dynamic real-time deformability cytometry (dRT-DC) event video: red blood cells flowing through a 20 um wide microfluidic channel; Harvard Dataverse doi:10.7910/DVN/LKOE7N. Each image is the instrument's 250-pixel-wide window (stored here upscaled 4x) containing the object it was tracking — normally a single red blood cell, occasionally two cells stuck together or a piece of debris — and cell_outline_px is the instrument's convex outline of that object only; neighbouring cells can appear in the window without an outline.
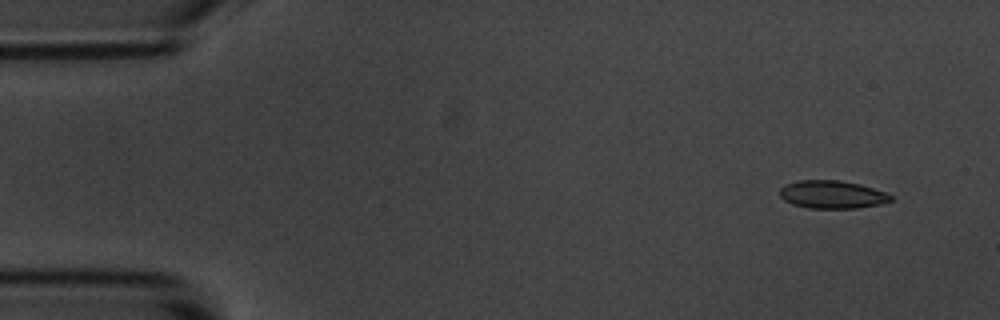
{"species": "common noctule bat (a hibernating species)", "species_latin": "Nyctalus noctula", "temperature_condition": "room temperature", "stored_images_in_passage": 6, "camera_frame_rate_fps": 3000, "um_per_image_px": 0.085, "animal": {"sex": "male", "body_mass_g": 20.1, "forearm_length_mm": 53.5}, "frame": {"image": 1, "passage_image": 2, "time_ms": 1.0, "image_size_px": [1000, 320], "cell_outline_px": [[892, 200], [880, 204], [856, 208], [808, 208], [792, 204], [784, 200], [780, 196], [780, 188], [796, 180], [840, 180], [860, 184], [884, 192], [892, 196]], "centroid_in_image_um": [70.71, 16.53], "position_along_channel_um": 14.3, "area_um2": 17.98}}
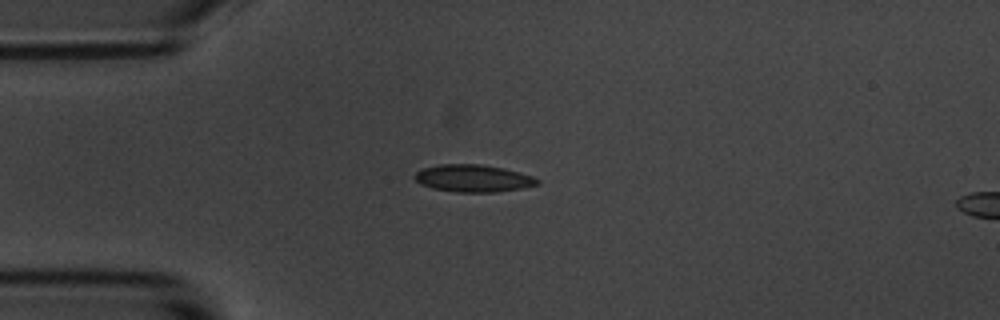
{"frame": {"image": 2, "passage_image": 5, "time_ms": 4.333, "image_size_px": [1000, 320], "cell_outline_px": [[540, 184], [520, 188], [496, 192], [456, 192], [432, 188], [420, 184], [412, 176], [416, 172], [424, 168], [440, 164], [480, 164], [504, 168], [532, 176], [540, 180]], "centroid_in_image_um": [40.2, 15.15], "position_along_channel_um": 44.8, "area_um2": 19.48}}